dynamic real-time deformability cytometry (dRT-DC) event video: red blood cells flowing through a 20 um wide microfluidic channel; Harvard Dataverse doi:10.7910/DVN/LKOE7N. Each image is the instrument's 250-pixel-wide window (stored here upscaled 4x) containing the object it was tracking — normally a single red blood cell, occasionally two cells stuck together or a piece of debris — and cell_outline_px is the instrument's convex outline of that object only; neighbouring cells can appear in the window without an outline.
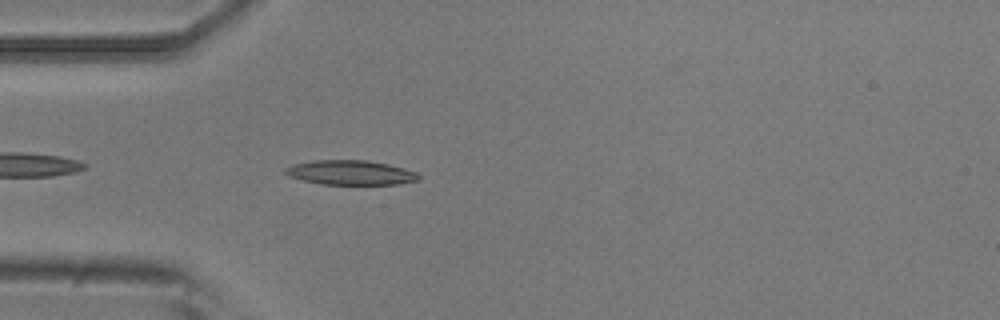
{"species": "common noctule bat (a hibernating species)", "species_latin": "Nyctalus noctula", "temperature_condition": "room temperature", "stored_images_in_passage": 5, "camera_frame_rate_fps": 3000, "um_per_image_px": 0.085, "animal": {"sex": "male", "body_mass_g": 20.5, "forearm_length_mm": 52.5}, "frame": {"image": 1, "passage_image": 5, "time_ms": 1.333, "image_size_px": [1000, 320], "cell_outline_px": [[420, 180], [400, 184], [320, 184], [288, 176], [284, 172], [284, 168], [292, 164], [312, 160], [368, 160], [388, 164], [404, 168], [416, 172], [420, 176]], "centroid_in_image_um": [29.79, 14.66], "position_along_channel_um": 55.2, "area_um2": 19.19}}